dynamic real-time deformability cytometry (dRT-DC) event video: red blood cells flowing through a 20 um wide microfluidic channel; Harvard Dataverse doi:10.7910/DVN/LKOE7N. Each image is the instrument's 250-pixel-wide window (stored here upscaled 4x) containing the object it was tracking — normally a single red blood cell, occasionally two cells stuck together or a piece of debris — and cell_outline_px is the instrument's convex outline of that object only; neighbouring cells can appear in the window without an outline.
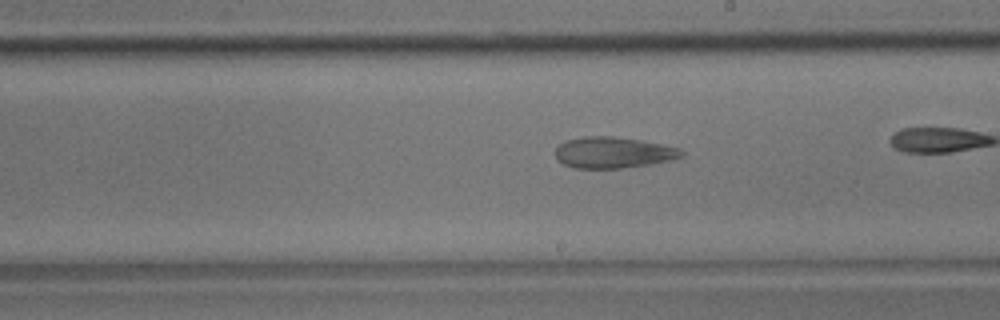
{"species": "common noctule bat (a hibernating species)", "species_latin": "Nyctalus noctula", "temperature_condition": "room temperature", "stored_images_in_passage": 35, "camera_frame_rate_fps": 3000, "um_per_image_px": 0.085, "animal": {"sex": "male", "body_mass_g": 17.9}, "frame": {"image": 1, "passage_image": 25, "time_ms": 8.0, "image_size_px": [1000, 320], "cell_outline_px": [[684, 156], [668, 160], [648, 164], [620, 168], [572, 168], [556, 160], [556, 148], [560, 144], [568, 140], [584, 136], [612, 136], [640, 140], [680, 148], [684, 152]], "centroid_in_image_um": [52.1, 12.96], "position_along_channel_um": 236.9, "area_um2": 22.72}}
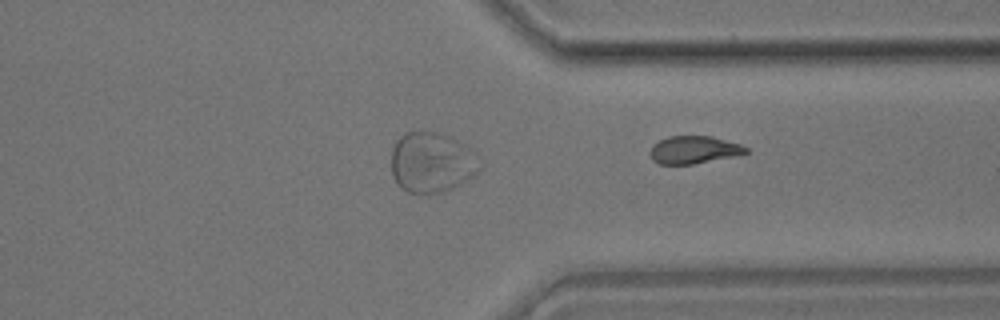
{"frame": {"image": 2, "passage_image": 35, "time_ms": 11.333, "image_size_px": [1000, 320], "cell_outline_px": [[748, 152], [736, 156], [692, 164], [660, 164], [652, 160], [648, 152], [652, 144], [668, 136], [712, 136], [740, 144], [748, 148]], "centroid_in_image_um": [58.95, 12.73], "position_along_channel_um": 352.5, "area_um2": 15.55}}